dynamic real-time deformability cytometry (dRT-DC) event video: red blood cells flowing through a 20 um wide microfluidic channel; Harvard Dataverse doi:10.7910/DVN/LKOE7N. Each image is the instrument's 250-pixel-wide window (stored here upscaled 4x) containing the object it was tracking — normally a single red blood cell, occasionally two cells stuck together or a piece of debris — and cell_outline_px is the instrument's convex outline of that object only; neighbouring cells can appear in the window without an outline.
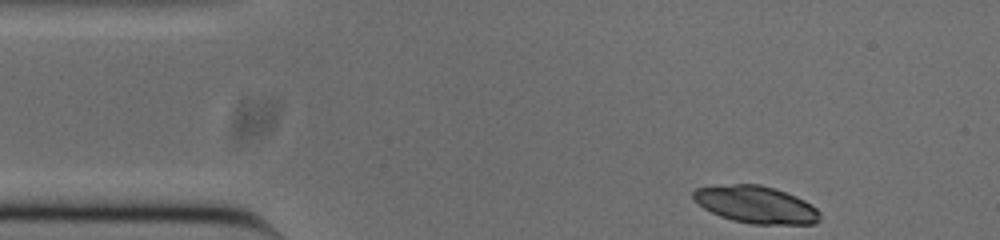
{"species": "common noctule bat (a hibernating species)", "species_latin": "Nyctalus noctula", "temperature_condition": "cold", "stored_images_in_passage": 48, "camera_frame_rate_fps": 3000, "um_per_image_px": 0.085, "animal": {"sex": "male", "body_mass_g": 20.0, "forearm_length_mm": 53.3}, "frame": {"image": 1, "passage_image": 1, "time_ms": 0.0, "image_size_px": [1000, 240], "cell_outline_px": [[820, 220], [816, 224], [752, 224], [732, 220], [720, 216], [704, 208], [692, 200], [692, 192], [696, 188], [732, 184], [760, 184], [776, 188], [796, 196], [804, 200], [816, 208], [820, 212]], "centroid_in_image_um": [64.26, 17.39], "position_along_channel_um": 20.7, "area_um2": 27.63}}